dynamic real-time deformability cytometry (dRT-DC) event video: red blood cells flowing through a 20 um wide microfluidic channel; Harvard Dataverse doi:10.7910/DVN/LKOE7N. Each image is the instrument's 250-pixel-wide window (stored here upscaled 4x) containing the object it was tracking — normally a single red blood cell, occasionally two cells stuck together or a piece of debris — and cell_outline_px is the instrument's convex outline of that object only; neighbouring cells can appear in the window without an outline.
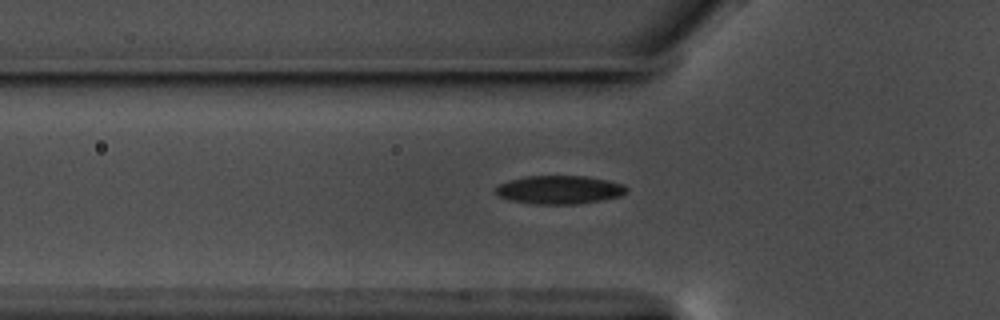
{"species": "common noctule bat (a hibernating species)", "species_latin": "Nyctalus noctula", "temperature_condition": "warm", "stored_images_in_passage": 41, "camera_frame_rate_fps": 3000, "um_per_image_px": 0.085, "animal": {"sex": "male", "body_mass_g": 17.5, "forearm_length_mm": 52.3}, "frame": {"image": 1, "passage_image": 9, "time_ms": 2.667, "image_size_px": [1000, 320], "cell_outline_px": [[628, 192], [620, 196], [600, 200], [576, 204], [536, 204], [508, 200], [500, 196], [496, 192], [496, 188], [500, 184], [508, 180], [524, 176], [588, 176], [608, 180], [624, 184], [628, 188]], "centroid_in_image_um": [47.57, 16.12], "position_along_channel_um": 78.2, "area_um2": 21.73}}
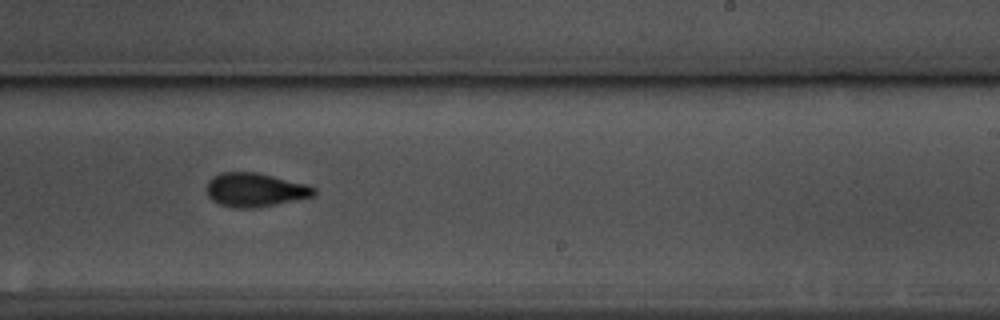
{"frame": {"image": 2, "passage_image": 25, "time_ms": 8.0, "image_size_px": [1000, 320], "cell_outline_px": [[316, 192], [312, 196], [276, 204], [252, 208], [232, 208], [220, 204], [212, 200], [208, 196], [208, 180], [212, 176], [220, 172], [256, 172], [308, 184], [316, 188]], "centroid_in_image_um": [21.67, 16.13], "position_along_channel_um": 267.3, "area_um2": 21.1}}
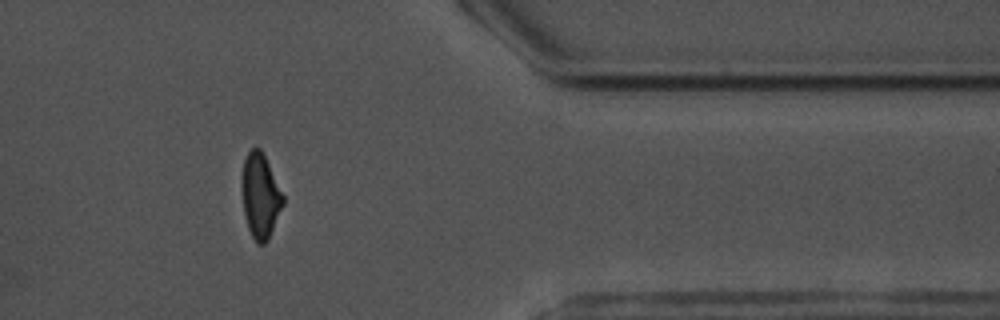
{"frame": {"image": 3, "passage_image": 37, "time_ms": 12.0, "image_size_px": [1000, 320], "cell_outline_px": [[284, 204], [268, 240], [264, 244], [256, 244], [248, 228], [244, 212], [244, 160], [248, 152], [252, 148], [260, 148], [284, 196]], "centroid_in_image_um": [22.17, 16.71], "position_along_channel_um": 389.2, "area_um2": 19.54}}